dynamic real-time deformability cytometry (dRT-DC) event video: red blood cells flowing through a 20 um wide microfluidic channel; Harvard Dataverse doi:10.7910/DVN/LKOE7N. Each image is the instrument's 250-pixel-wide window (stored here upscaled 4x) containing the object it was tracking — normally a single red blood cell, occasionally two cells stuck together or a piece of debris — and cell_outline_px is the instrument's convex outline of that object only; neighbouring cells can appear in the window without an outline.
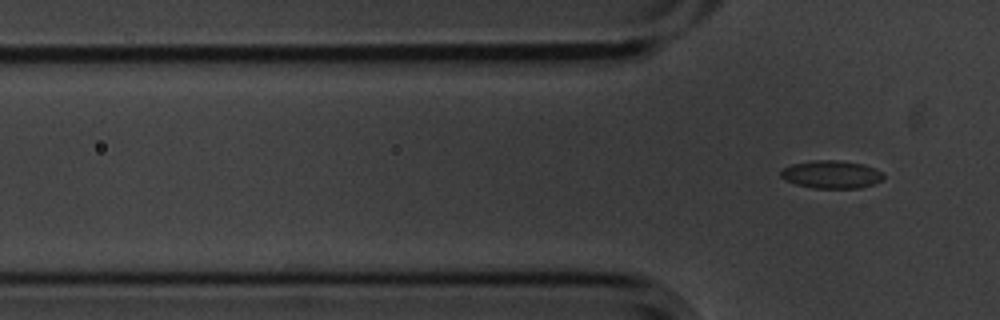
{"species": "common noctule bat (a hibernating species)", "species_latin": "Nyctalus noctula", "temperature_condition": "cold", "stored_images_in_passage": 4, "segment_of_instrument_passage": [2, 2], "camera_frame_rate_fps": 3000, "um_per_image_px": 0.085, "animal": {"sex": "male", "body_mass_g": 20.1, "forearm_length_mm": 53.5}, "frame": {"image": 1, "passage_image": 4, "time_ms": 1.0, "image_size_px": [1000, 320], "cell_outline_px": [[884, 180], [860, 188], [812, 188], [796, 184], [784, 180], [780, 176], [780, 172], [784, 168], [792, 164], [812, 160], [836, 160], [864, 164], [876, 168], [884, 176]], "centroid_in_image_um": [70.67, 14.83], "position_along_channel_um": 55.1, "area_um2": 16.76}}